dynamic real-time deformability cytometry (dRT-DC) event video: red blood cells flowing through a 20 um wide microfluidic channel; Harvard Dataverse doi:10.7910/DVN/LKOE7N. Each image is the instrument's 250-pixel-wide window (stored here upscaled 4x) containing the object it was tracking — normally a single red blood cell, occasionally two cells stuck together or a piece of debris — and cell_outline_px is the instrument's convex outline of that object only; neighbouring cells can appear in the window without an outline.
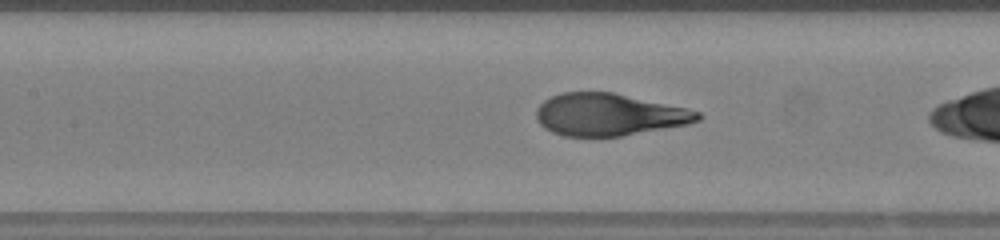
{"species": "human", "species_latin": "Homo sapiens", "temperature_condition": "warm", "stored_images_in_passage": 29, "camera_frame_rate_fps": 3000, "um_per_image_px": 0.085, "donor": {"sex": "female"}, "frame": {"image": 1, "passage_image": 13, "time_ms": 4.0, "image_size_px": [1000, 240], "cell_outline_px": [[704, 116], [700, 120], [688, 124], [620, 136], [564, 136], [552, 132], [544, 128], [536, 120], [536, 108], [544, 100], [560, 92], [612, 92], [684, 108], [700, 112]], "centroid_in_image_um": [51.72, 9.74], "position_along_channel_um": 155.7, "area_um2": 39.48}}